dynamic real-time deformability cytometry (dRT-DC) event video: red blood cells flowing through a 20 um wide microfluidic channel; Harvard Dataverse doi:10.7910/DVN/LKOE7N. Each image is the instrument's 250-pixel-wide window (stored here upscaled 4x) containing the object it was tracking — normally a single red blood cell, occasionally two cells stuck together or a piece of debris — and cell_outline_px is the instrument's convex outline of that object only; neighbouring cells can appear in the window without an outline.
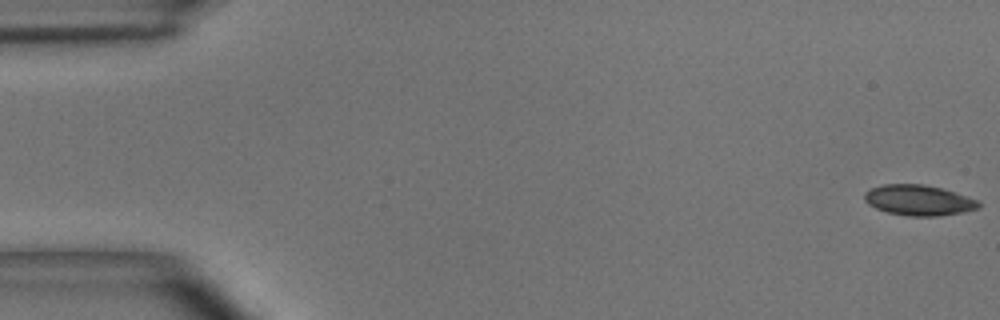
{"species": "common noctule bat (a hibernating species)", "species_latin": "Nyctalus noctula", "temperature_condition": "room temperature", "stored_images_in_passage": 54, "camera_frame_rate_fps": 3000, "um_per_image_px": 0.085, "animal": {"sex": "male", "body_mass_g": 15.6}, "frame": {"image": 1, "passage_image": 1, "time_ms": 0.0, "image_size_px": [1000, 320], "cell_outline_px": [[980, 208], [964, 212], [936, 216], [908, 216], [888, 212], [876, 208], [868, 204], [864, 200], [864, 192], [872, 188], [884, 184], [924, 184], [940, 188], [976, 200], [980, 204]], "centroid_in_image_um": [78.05, 17.02], "position_along_channel_um": 7.0, "area_um2": 20.06}}
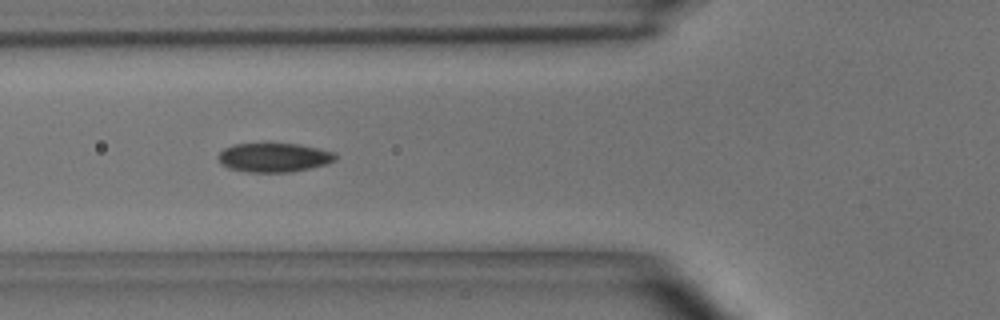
{"frame": {"image": 2, "passage_image": 20, "time_ms": 6.333, "image_size_px": [1000, 320], "cell_outline_px": [[336, 160], [328, 164], [288, 172], [248, 172], [228, 168], [220, 164], [216, 156], [224, 148], [236, 144], [300, 144], [336, 152]], "centroid_in_image_um": [23.28, 13.39], "position_along_channel_um": 102.5, "area_um2": 19.88}}
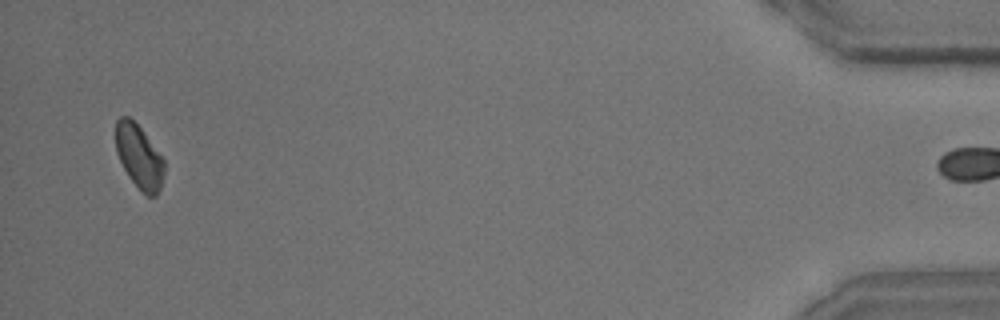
{"frame": {"image": 3, "passage_image": 53, "time_ms": 17.333, "image_size_px": [1000, 320], "cell_outline_px": [[164, 176], [160, 188], [156, 196], [148, 196], [128, 176], [116, 152], [116, 120], [120, 116], [128, 116], [140, 128], [164, 160]], "centroid_in_image_um": [11.82, 13.31], "position_along_channel_um": 423.4, "area_um2": 17.57}, "authors_computed_cell_mechanics": {"area_um2": 19.8832, "velocity_mm_per_s": 3.666, "shape_relaxation_time_tau1_ms": 4.9896, "shape_relaxation_time_tau2_ms": null, "deformation_change_tau1": 0.0945, "deformation_change_tau2": null}}